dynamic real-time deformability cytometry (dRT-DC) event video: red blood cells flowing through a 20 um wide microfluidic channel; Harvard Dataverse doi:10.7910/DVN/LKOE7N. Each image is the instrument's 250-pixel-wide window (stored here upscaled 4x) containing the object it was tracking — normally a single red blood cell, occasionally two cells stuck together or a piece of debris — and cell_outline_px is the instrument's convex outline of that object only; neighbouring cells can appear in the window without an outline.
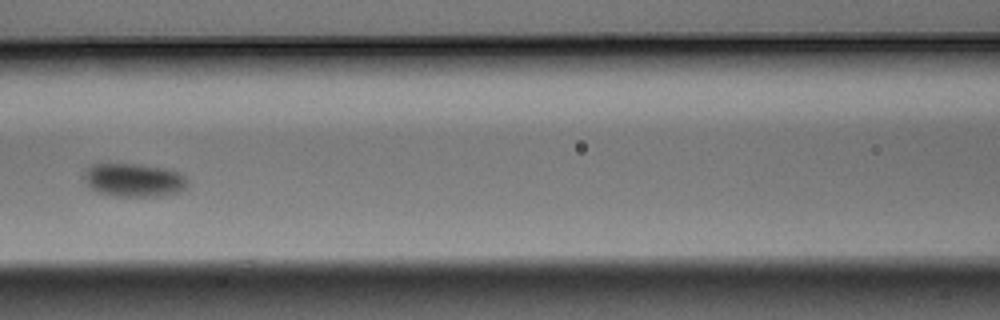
{"species": "Egyptian fruit bat (a non-hibernating species)", "species_latin": "Rousettus aegyptiacus", "temperature_condition": "warm", "stored_images_in_passage": 5, "camera_frame_rate_fps": 3000, "um_per_image_px": 0.085, "animal": {"sex": "male"}, "frame": {"image": 1, "passage_image": 5, "time_ms": 1.333, "image_size_px": [1000, 320], "cell_outline_px": [[184, 188], [176, 192], [144, 196], [128, 196], [100, 192], [92, 188], [88, 184], [88, 168], [92, 164], [132, 164], [160, 168], [176, 172], [184, 176]], "centroid_in_image_um": [11.37, 15.29], "position_along_channel_um": 155.2, "area_um2": 18.61}}